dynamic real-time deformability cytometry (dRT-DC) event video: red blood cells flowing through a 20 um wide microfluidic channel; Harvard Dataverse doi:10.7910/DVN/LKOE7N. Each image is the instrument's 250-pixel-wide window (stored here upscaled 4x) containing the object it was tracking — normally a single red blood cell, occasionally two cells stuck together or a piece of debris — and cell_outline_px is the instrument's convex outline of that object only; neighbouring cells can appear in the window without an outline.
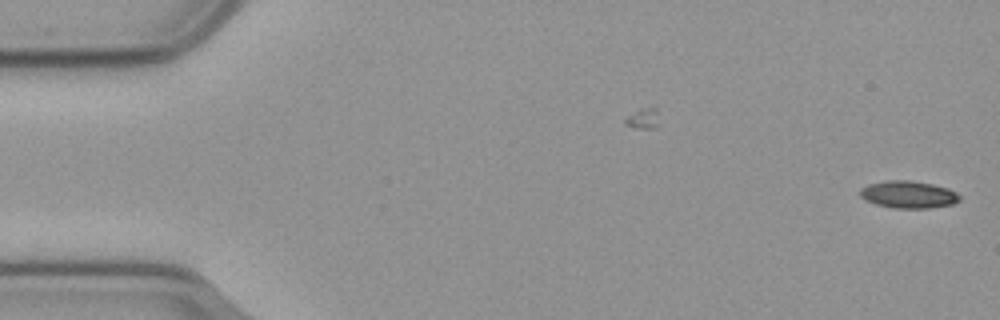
{"species": "common noctule bat (a hibernating species)", "species_latin": "Nyctalus noctula", "temperature_condition": "cold", "stored_images_in_passage": 48, "camera_frame_rate_fps": 3000, "um_per_image_px": 0.085, "animal": {"sex": "male", "body_mass_g": 23.1, "forearm_length_mm": 52.7}, "frame": {"image": 1, "passage_image": 1, "time_ms": 0.0, "image_size_px": [1000, 320], "cell_outline_px": [[960, 200], [952, 204], [928, 208], [892, 208], [876, 204], [864, 200], [860, 196], [860, 188], [868, 184], [888, 180], [908, 180], [932, 184], [948, 188], [956, 192], [960, 196]], "centroid_in_image_um": [77.19, 16.53], "position_along_channel_um": 7.8, "area_um2": 15.84}}
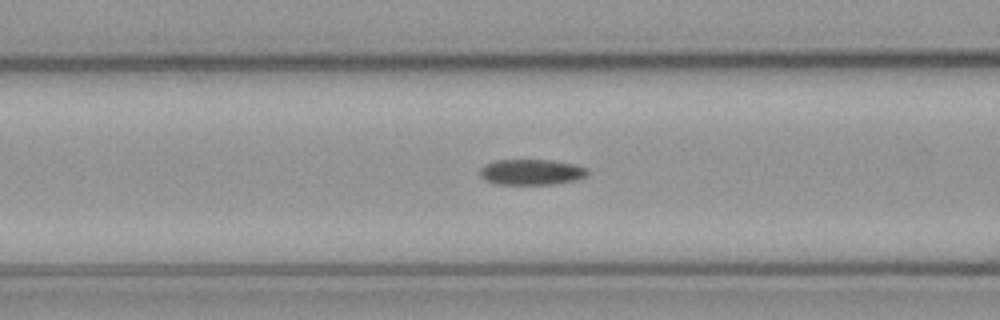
{"frame": {"image": 2, "passage_image": 22, "time_ms": 7.0, "image_size_px": [1000, 320], "cell_outline_px": [[588, 176], [576, 180], [552, 184], [496, 184], [484, 180], [480, 176], [480, 168], [484, 164], [496, 160], [548, 160], [576, 164], [588, 168]], "centroid_in_image_um": [45.17, 14.62], "position_along_channel_um": 121.4, "area_um2": 16.24}}
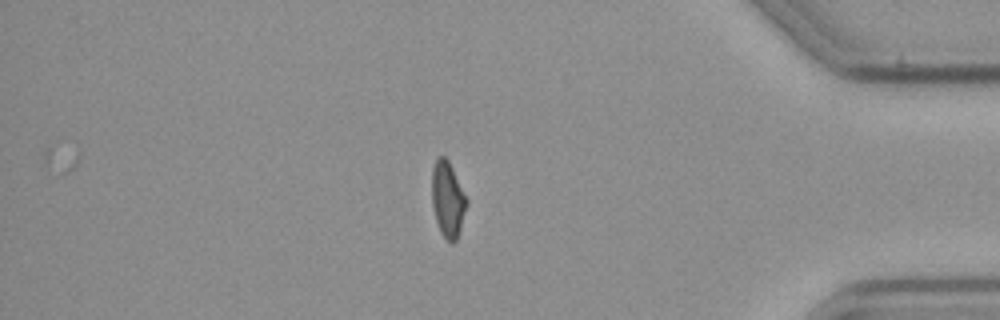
{"frame": {"image": 3, "passage_image": 48, "time_ms": 15.667, "image_size_px": [1000, 320], "cell_outline_px": [[468, 204], [456, 240], [452, 244], [440, 232], [436, 220], [432, 204], [432, 168], [436, 160], [440, 156], [444, 156], [448, 160], [468, 200]], "centroid_in_image_um": [38.06, 16.95], "position_along_channel_um": 397.1, "area_um2": 15.14}}